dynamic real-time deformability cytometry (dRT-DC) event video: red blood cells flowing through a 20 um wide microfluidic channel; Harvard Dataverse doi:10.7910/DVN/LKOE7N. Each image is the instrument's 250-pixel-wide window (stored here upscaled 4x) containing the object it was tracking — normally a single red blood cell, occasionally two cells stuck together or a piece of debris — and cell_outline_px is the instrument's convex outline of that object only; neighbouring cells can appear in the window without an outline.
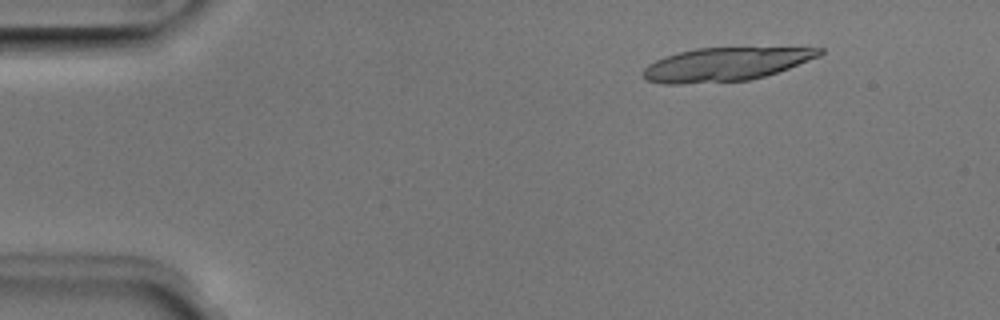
{"species": "Egyptian fruit bat (a non-hibernating species)", "species_latin": "Rousettus aegyptiacus", "temperature_condition": "room temperature", "stored_images_in_passage": 17, "camera_frame_rate_fps": 3000, "um_per_image_px": 0.085, "animal": {"sex": "male"}, "frame": {"image": 1, "passage_image": 6, "time_ms": 1.667, "image_size_px": [1000, 320], "cell_outline_px": [[824, 52], [820, 56], [788, 68], [764, 76], [748, 80], [680, 84], [660, 84], [644, 80], [640, 76], [644, 68], [648, 64], [664, 56], [696, 48], [824, 48]], "centroid_in_image_um": [61.59, 5.47], "position_along_channel_um": 23.4, "area_um2": 34.22}}